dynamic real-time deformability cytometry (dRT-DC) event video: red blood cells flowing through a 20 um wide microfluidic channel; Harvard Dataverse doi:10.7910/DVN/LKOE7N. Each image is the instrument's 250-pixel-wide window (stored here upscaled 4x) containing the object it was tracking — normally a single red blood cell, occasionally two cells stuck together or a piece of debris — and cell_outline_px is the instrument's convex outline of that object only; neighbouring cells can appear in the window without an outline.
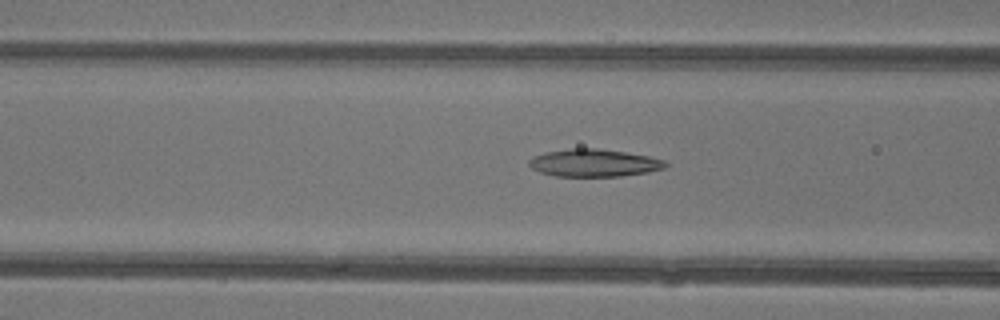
{"species": "common noctule bat (a hibernating species)", "species_latin": "Nyctalus noctula", "temperature_condition": "warm", "stored_images_in_passage": 9, "camera_frame_rate_fps": 3000, "um_per_image_px": 0.085, "animal": {"sex": "female"}, "frame": {"image": 1, "passage_image": 7, "time_ms": 2.0, "image_size_px": [1000, 320], "cell_outline_px": [[668, 164], [664, 168], [648, 172], [620, 176], [556, 176], [540, 172], [532, 168], [528, 164], [528, 160], [544, 152], [572, 148], [596, 148], [624, 152], [648, 156], [664, 160]], "centroid_in_image_um": [50.48, 13.84], "position_along_channel_um": 116.1, "area_um2": 21.73}}